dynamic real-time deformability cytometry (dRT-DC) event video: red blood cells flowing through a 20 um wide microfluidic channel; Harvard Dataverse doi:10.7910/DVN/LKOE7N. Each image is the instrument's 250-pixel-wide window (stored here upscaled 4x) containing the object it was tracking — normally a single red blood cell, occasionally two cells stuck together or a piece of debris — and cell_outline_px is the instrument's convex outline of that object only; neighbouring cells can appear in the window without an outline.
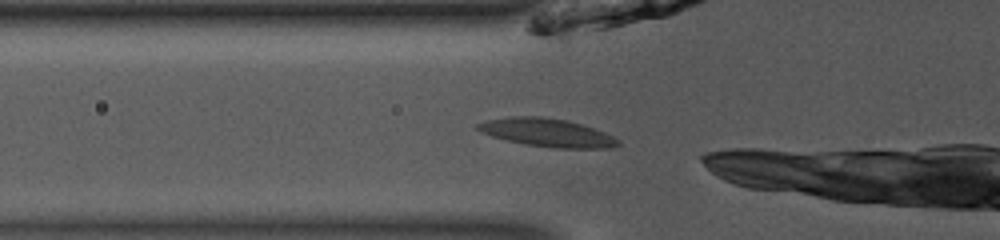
{"species": "common noctule bat (a hibernating species)", "species_latin": "Nyctalus noctula", "temperature_condition": "room temperature", "stored_images_in_passage": 5, "camera_frame_rate_fps": 3000, "um_per_image_px": 0.085, "animal": {"sex": "male", "body_mass_g": 13.0, "forearm_length_mm": 53.1}, "frame": {"image": 1, "passage_image": 2, "time_ms": 0.333, "image_size_px": [1000, 240], "cell_outline_px": [[620, 144], [612, 148], [552, 148], [528, 144], [508, 140], [492, 136], [476, 128], [476, 124], [484, 120], [508, 116], [540, 116], [564, 120], [580, 124], [604, 132], [620, 140]], "centroid_in_image_um": [46.5, 11.27], "position_along_channel_um": 79.3, "area_um2": 22.83}}